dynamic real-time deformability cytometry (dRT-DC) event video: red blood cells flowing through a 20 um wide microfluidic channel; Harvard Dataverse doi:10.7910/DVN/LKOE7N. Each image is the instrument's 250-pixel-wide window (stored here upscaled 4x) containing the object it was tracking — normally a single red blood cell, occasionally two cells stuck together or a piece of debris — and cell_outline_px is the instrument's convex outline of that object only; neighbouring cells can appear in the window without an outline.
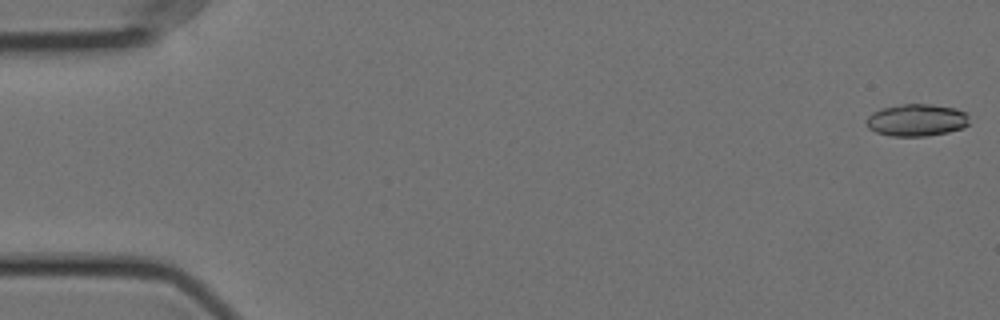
{"species": "Egyptian fruit bat (a non-hibernating species)", "species_latin": "Rousettus aegyptiacus", "temperature_condition": "cold", "stored_images_in_passage": 48, "camera_frame_rate_fps": 3000, "um_per_image_px": 0.085, "animal": {"sex": "female"}, "frame": {"image": 1, "passage_image": 1, "time_ms": 0.0, "image_size_px": [1000, 320], "cell_outline_px": [[968, 124], [964, 128], [948, 132], [924, 136], [892, 136], [876, 132], [868, 128], [864, 120], [872, 112], [880, 108], [900, 104], [932, 104], [956, 108], [968, 112]], "centroid_in_image_um": [77.91, 10.19], "position_along_channel_um": 7.1, "area_um2": 19.59}}
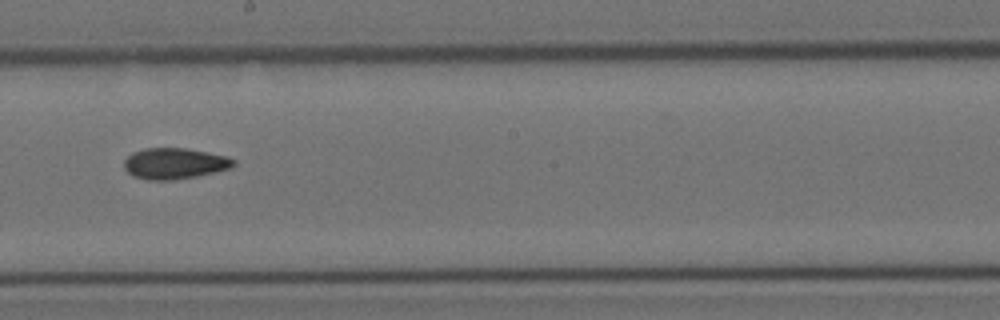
{"frame": {"image": 2, "passage_image": 32, "time_ms": 10.333, "image_size_px": [1000, 320], "cell_outline_px": [[236, 164], [232, 168], [196, 176], [176, 180], [148, 180], [132, 176], [124, 168], [124, 160], [132, 152], [144, 148], [184, 148], [228, 156], [236, 160]], "centroid_in_image_um": [14.84, 13.9], "position_along_channel_um": 233.4, "area_um2": 19.94}}
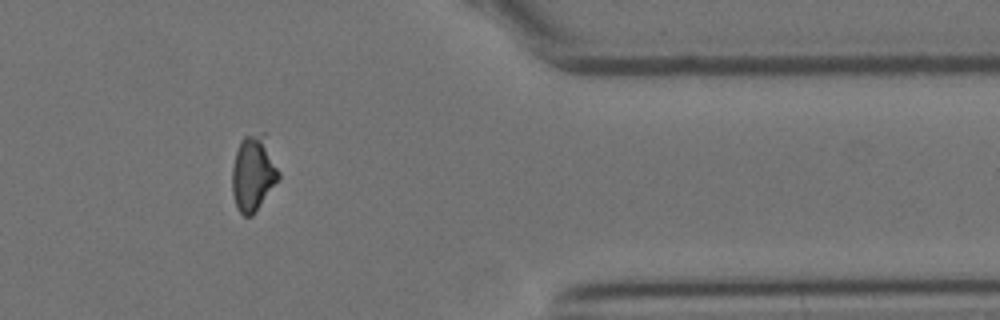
{"frame": {"image": 3, "passage_image": 47, "time_ms": 15.333, "image_size_px": [1000, 320], "cell_outline_px": [[280, 176], [252, 216], [244, 216], [236, 208], [232, 192], [232, 168], [236, 152], [240, 140], [244, 136], [260, 132], [264, 132], [280, 172]], "centroid_in_image_um": [21.52, 14.7], "position_along_channel_um": 389.9, "area_um2": 20.46}, "authors_computed_cell_mechanics": {"area_um2": 19.7965, "velocity_mm_per_s": 3.5562, "shape_relaxation_time_tau1_ms": null, "shape_relaxation_time_tau2_ms": 4.5688, "deformation_change_tau1": null, "deformation_change_tau2": 0.1042}}